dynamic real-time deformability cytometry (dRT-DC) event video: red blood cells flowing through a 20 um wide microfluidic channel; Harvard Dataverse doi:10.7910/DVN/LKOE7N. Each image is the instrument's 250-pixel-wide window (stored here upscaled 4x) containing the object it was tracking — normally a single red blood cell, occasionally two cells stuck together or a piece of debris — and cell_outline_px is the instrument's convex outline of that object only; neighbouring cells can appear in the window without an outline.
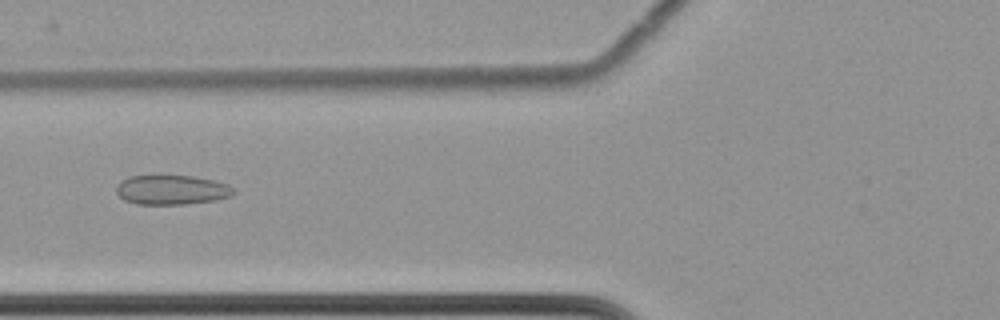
{"species": "common noctule bat (a hibernating species)", "species_latin": "Nyctalus noctula", "temperature_condition": "cold", "stored_images_in_passage": 54, "camera_frame_rate_fps": 3000, "um_per_image_px": 0.085, "animal": {"sex": "female", "body_mass_g": 22.7, "forearm_length_mm": 54.2}, "frame": {"image": 1, "passage_image": 19, "time_ms": 6.0, "image_size_px": [1000, 320], "cell_outline_px": [[236, 192], [232, 196], [216, 200], [184, 204], [136, 204], [124, 200], [116, 192], [116, 184], [120, 180], [128, 176], [192, 176], [216, 180], [228, 184], [236, 188]], "centroid_in_image_um": [14.62, 16.13], "position_along_channel_um": 111.2, "area_um2": 20.46}}
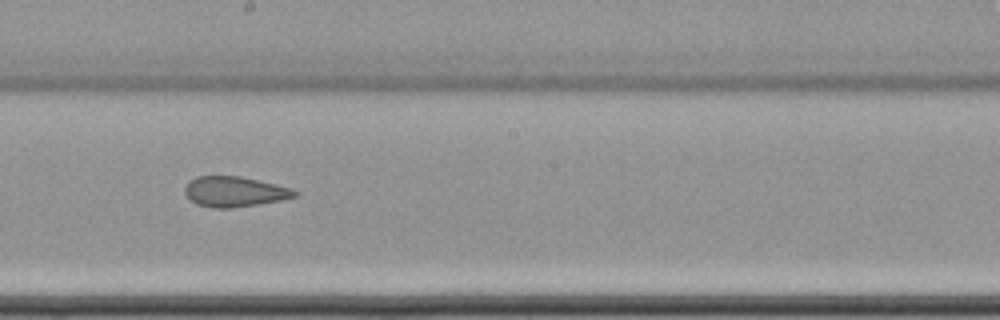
{"frame": {"image": 2, "passage_image": 29, "time_ms": 9.333, "image_size_px": [1000, 320], "cell_outline_px": [[300, 192], [296, 196], [280, 200], [256, 204], [228, 208], [212, 208], [196, 204], [184, 192], [184, 188], [196, 176], [240, 176], [276, 184], [292, 188]], "centroid_in_image_um": [19.95, 16.28], "position_along_channel_um": 228.2, "area_um2": 19.19}}
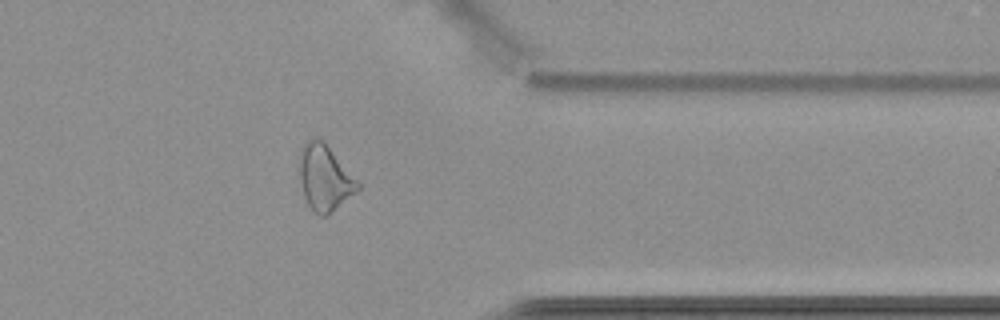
{"frame": {"image": 3, "passage_image": 43, "time_ms": 14.0, "image_size_px": [1000, 320], "cell_outline_px": [[360, 188], [328, 216], [320, 216], [312, 212], [304, 196], [300, 184], [300, 152], [304, 144], [312, 136], [324, 140], [360, 184]], "centroid_in_image_um": [27.59, 15.12], "position_along_channel_um": 383.8, "area_um2": 22.37}, "authors_computed_cell_mechanics": {"area_um2": 22.1085, "velocity_mm_per_s": 3.5064, "shape_relaxation_time_tau1_ms": null, "shape_relaxation_time_tau2_ms": 2.7341, "deformation_change_tau1": null, "deformation_change_tau2": 0.1042}}